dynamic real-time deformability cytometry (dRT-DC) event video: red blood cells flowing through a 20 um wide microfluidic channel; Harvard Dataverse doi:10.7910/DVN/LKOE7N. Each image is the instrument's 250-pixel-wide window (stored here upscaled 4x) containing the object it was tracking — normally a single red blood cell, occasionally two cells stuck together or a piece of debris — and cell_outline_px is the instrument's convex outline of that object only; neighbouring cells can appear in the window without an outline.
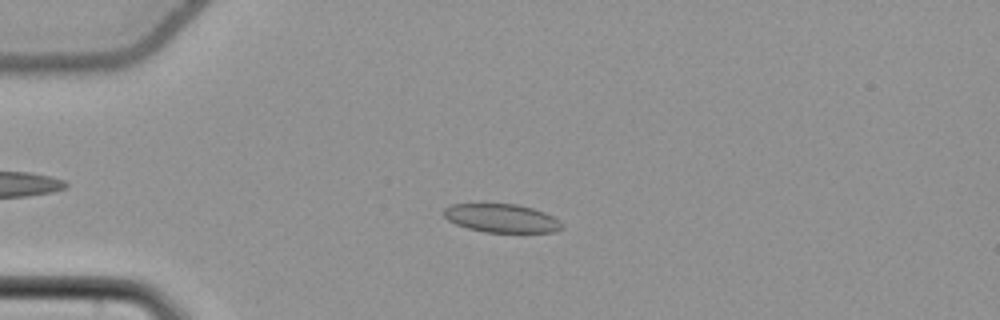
{"species": "common noctule bat (a hibernating species)", "species_latin": "Nyctalus noctula", "temperature_condition": "cold", "stored_images_in_passage": 56, "camera_frame_rate_fps": 3000, "um_per_image_px": 0.085, "animal": {"sex": "female", "body_mass_g": 22.7, "forearm_length_mm": 54.2}, "frame": {"image": 1, "passage_image": 15, "time_ms": 4.667, "image_size_px": [1000, 320], "cell_outline_px": [[564, 228], [556, 232], [484, 232], [468, 228], [456, 224], [448, 220], [440, 212], [444, 208], [452, 204], [516, 204], [532, 208], [544, 212], [560, 220], [564, 224]], "centroid_in_image_um": [42.64, 18.55], "position_along_channel_um": 42.4, "area_um2": 19.77}}
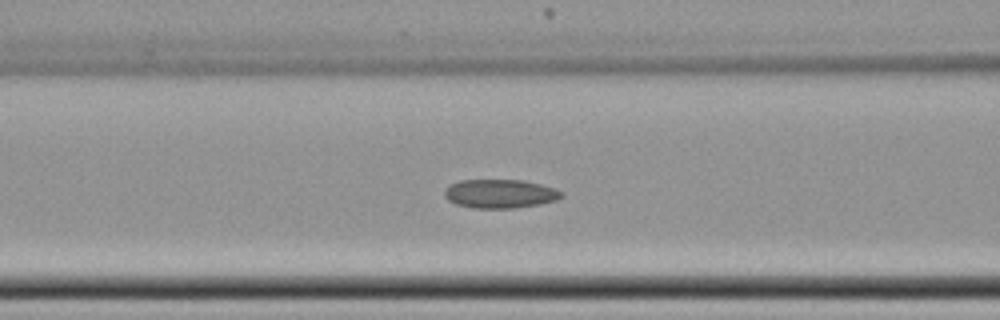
{"frame": {"image": 2, "passage_image": 24, "time_ms": 7.667, "image_size_px": [1000, 320], "cell_outline_px": [[564, 196], [556, 200], [540, 204], [512, 208], [476, 208], [456, 204], [448, 200], [444, 196], [444, 192], [452, 184], [460, 180], [524, 180], [540, 184], [564, 192]], "centroid_in_image_um": [42.53, 16.47], "position_along_channel_um": 124.1, "area_um2": 19.48}}
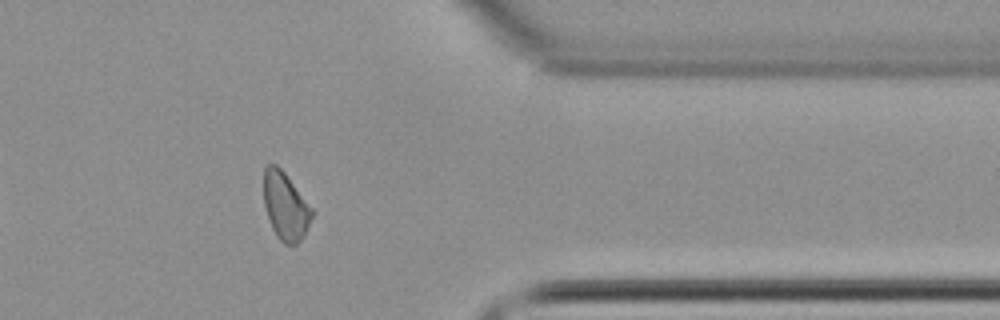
{"frame": {"image": 3, "passage_image": 46, "time_ms": 15.0, "image_size_px": [1000, 320], "cell_outline_px": [[312, 216], [304, 236], [296, 244], [284, 244], [276, 236], [272, 228], [264, 204], [264, 168], [268, 164], [276, 164], [284, 172], [312, 208]], "centroid_in_image_um": [24.25, 17.53], "position_along_channel_um": 387.2, "area_um2": 18.73}, "authors_computed_cell_mechanics": {"area_um2": 19.6231, "velocity_mm_per_s": 3.7773, "shape_relaxation_time_tau1_ms": null, "shape_relaxation_time_tau2_ms": 6.1738, "deformation_change_tau1": null, "deformation_change_tau2": 0.104}}